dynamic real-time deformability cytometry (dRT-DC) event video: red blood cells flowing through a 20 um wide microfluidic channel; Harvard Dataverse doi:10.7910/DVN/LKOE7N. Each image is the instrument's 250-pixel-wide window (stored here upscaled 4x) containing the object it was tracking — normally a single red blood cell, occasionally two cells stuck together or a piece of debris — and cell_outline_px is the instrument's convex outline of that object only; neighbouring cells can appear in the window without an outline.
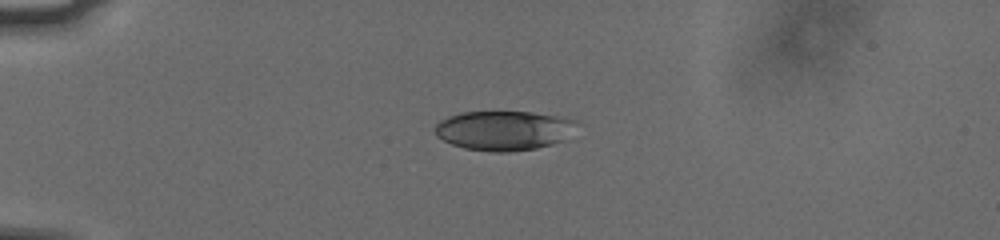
{"species": "human", "species_latin": "Homo sapiens", "temperature_condition": "cold", "stored_images_in_passage": 42, "camera_frame_rate_fps": 3000, "um_per_image_px": 0.085, "donor": {"sex": "male"}, "frame": {"image": 1, "passage_image": 1, "time_ms": 0.0, "image_size_px": [1000, 240], "cell_outline_px": [[580, 120], [564, 140], [552, 144], [536, 148], [508, 152], [492, 152], [464, 148], [452, 144], [436, 136], [432, 128], [440, 120], [448, 116], [460, 112], [532, 112]], "centroid_in_image_um": [42.79, 11.09], "position_along_channel_um": 42.2, "area_um2": 32.77}}
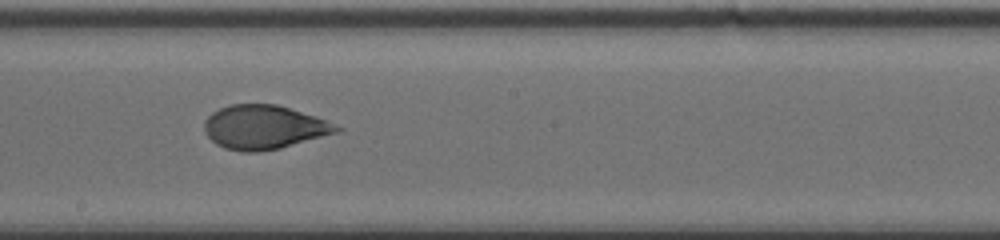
{"frame": {"image": 2, "passage_image": 19, "time_ms": 6.0, "image_size_px": [1000, 240], "cell_outline_px": [[344, 128], [340, 132], [280, 148], [256, 152], [240, 152], [224, 148], [216, 144], [208, 136], [204, 128], [204, 120], [212, 112], [220, 108], [232, 104], [276, 104], [316, 116]], "centroid_in_image_um": [22.45, 10.81], "position_along_channel_um": 225.8, "area_um2": 33.93}}
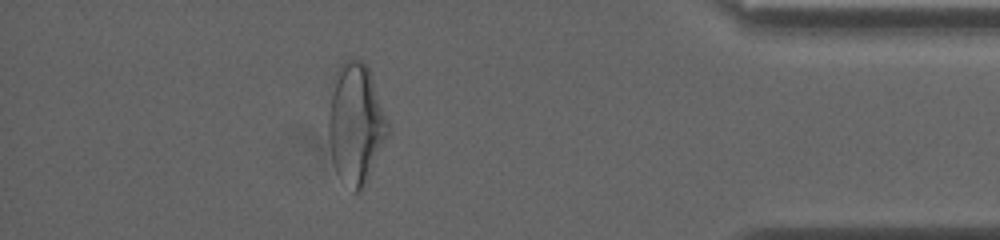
{"frame": {"image": 3, "passage_image": 36, "time_ms": 11.667, "image_size_px": [1000, 240], "cell_outline_px": [[388, 136], [368, 180], [364, 188], [356, 192], [352, 192], [336, 172], [332, 160], [328, 140], [328, 116], [332, 96], [336, 80], [340, 68], [344, 60], [360, 60], [368, 68], [388, 120]], "centroid_in_image_um": [30.25, 10.62], "position_along_channel_um": 404.9, "area_um2": 41.04}, "authors_computed_cell_mechanics": {"area_um2": 34.0731, "velocity_mm_per_s": 3.7585, "shape_relaxation_time_tau1_ms": 4.9516, "shape_relaxation_time_tau2_ms": 1.1471, "deformation_change_tau1": 0.1585, "deformation_change_tau2": 0.0651}}